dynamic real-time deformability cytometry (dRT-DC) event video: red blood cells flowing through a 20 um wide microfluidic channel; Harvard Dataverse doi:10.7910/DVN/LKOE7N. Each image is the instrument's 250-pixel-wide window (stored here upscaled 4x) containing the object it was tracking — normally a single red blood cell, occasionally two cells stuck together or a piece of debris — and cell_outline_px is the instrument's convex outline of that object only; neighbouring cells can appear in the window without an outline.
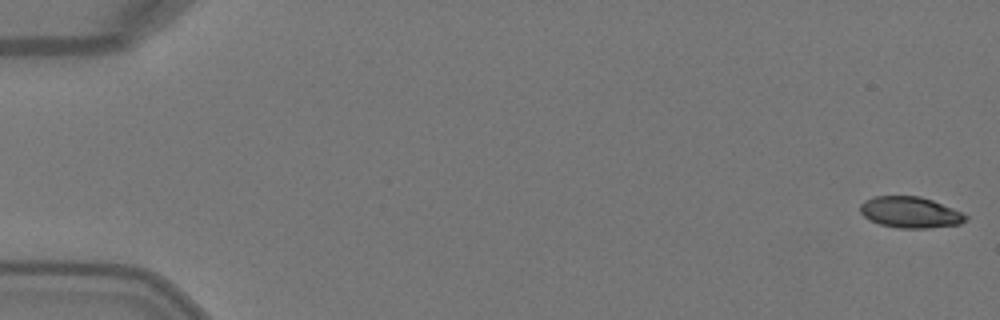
{"species": "Egyptian fruit bat (a non-hibernating species)", "species_latin": "Rousettus aegyptiacus", "temperature_condition": "warm", "stored_images_in_passage": 14, "camera_frame_rate_fps": 3000, "um_per_image_px": 0.085, "animal": {"sex": "female"}, "frame": {"image": 1, "passage_image": 1, "time_ms": 0.0, "image_size_px": [1000, 320], "cell_outline_px": [[968, 220], [960, 224], [928, 228], [900, 228], [880, 224], [864, 216], [860, 212], [860, 204], [864, 200], [876, 196], [920, 196], [932, 200], [952, 208], [968, 216]], "centroid_in_image_um": [77.37, 18.04], "position_along_channel_um": 7.6, "area_um2": 19.02}}
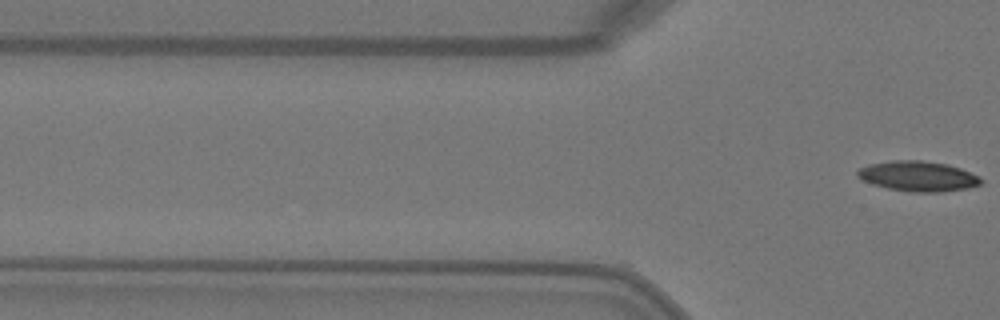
{"frame": {"image": 2, "passage_image": 14, "time_ms": 4.333, "image_size_px": [1000, 320], "cell_outline_px": [[984, 180], [980, 184], [968, 188], [940, 192], [912, 192], [888, 188], [872, 184], [856, 176], [856, 172], [860, 168], [868, 164], [896, 160], [920, 160], [948, 164], [960, 168], [980, 176]], "centroid_in_image_um": [78.05, 14.97], "position_along_channel_um": 47.7, "area_um2": 21.73}}